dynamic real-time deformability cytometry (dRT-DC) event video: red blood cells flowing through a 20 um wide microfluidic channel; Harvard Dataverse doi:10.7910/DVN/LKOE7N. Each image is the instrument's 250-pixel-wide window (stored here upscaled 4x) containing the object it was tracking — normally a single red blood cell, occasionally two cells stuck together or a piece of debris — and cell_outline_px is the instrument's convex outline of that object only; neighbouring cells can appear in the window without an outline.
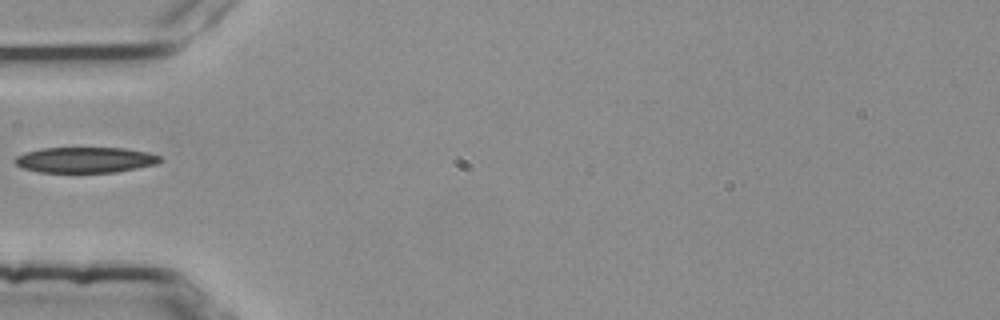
{"species": "common noctule bat (a hibernating species)", "species_latin": "Nyctalus noctula", "temperature_condition": "room temperature", "stored_images_in_passage": 5, "camera_frame_rate_fps": 3000, "um_per_image_px": 0.085, "animal": {"sex": "female", "body_mass_g": 25.1}, "frame": {"image": 1, "passage_image": 5, "time_ms": 1.333, "image_size_px": [1000, 320], "cell_outline_px": [[164, 160], [156, 164], [136, 168], [112, 172], [40, 172], [24, 168], [16, 164], [12, 160], [16, 156], [24, 152], [40, 148], [124, 148], [148, 152], [160, 156]], "centroid_in_image_um": [7.23, 13.58], "position_along_channel_um": 77.8, "area_um2": 21.68}}